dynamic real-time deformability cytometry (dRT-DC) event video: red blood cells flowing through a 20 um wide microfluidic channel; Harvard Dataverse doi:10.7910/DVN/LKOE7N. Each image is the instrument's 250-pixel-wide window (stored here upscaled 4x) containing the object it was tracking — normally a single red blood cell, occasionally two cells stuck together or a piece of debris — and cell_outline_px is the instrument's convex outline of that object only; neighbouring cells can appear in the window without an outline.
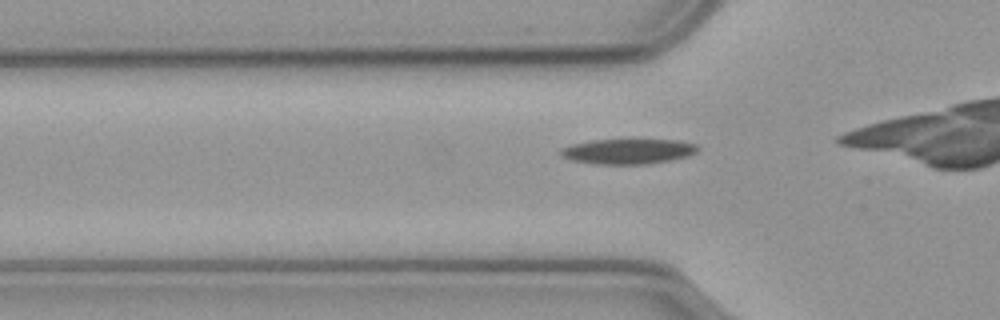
{"species": "common noctule bat (a hibernating species)", "species_latin": "Nyctalus noctula", "temperature_condition": "cold", "stored_images_in_passage": 33, "camera_frame_rate_fps": 3000, "um_per_image_px": 0.085, "animal": {"sex": "male", "body_mass_g": 23.1, "forearm_length_mm": 52.7}, "frame": {"image": 1, "passage_image": 7, "time_ms": 2.0, "image_size_px": [1000, 320], "cell_outline_px": [[700, 148], [696, 152], [688, 156], [648, 164], [596, 164], [572, 160], [564, 156], [560, 152], [560, 148], [572, 144], [592, 140], [680, 140], [696, 144]], "centroid_in_image_um": [53.41, 12.86], "position_along_channel_um": 72.4, "area_um2": 19.94}}
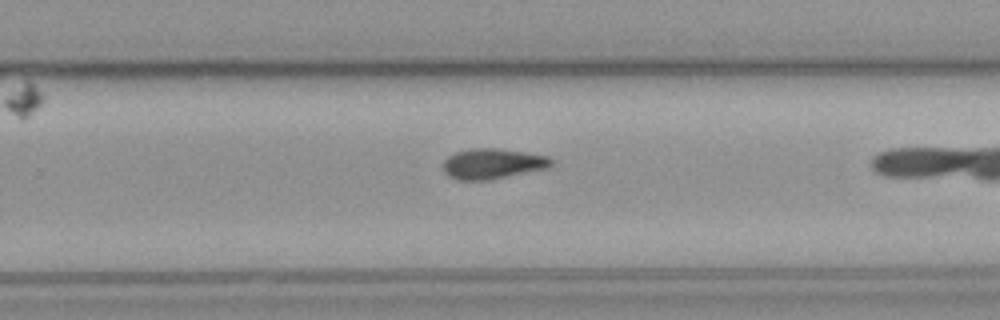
{"frame": {"image": 2, "passage_image": 25, "time_ms": 8.0, "image_size_px": [1000, 320], "cell_outline_px": [[552, 164], [548, 168], [488, 180], [456, 180], [448, 176], [444, 172], [444, 160], [448, 156], [456, 152], [472, 148], [500, 148], [548, 156], [552, 160]], "centroid_in_image_um": [41.85, 13.91], "position_along_channel_um": 287.9, "area_um2": 19.13}}
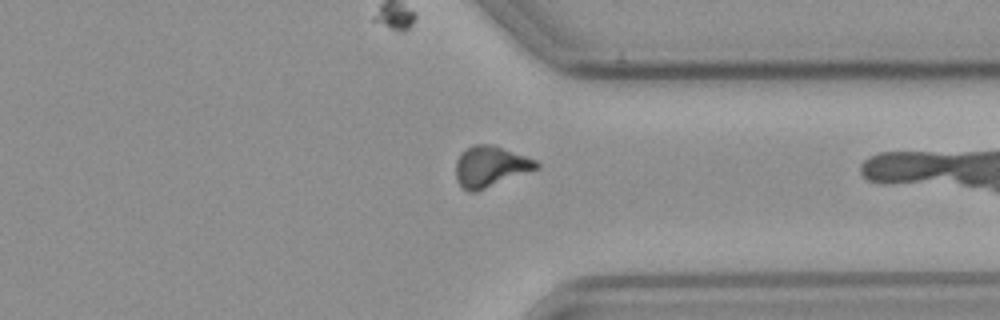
{"frame": {"image": 3, "passage_image": 32, "time_ms": 10.333, "image_size_px": [1000, 320], "cell_outline_px": [[540, 168], [476, 192], [468, 192], [456, 180], [456, 160], [460, 152], [472, 144], [492, 144], [536, 160], [540, 164]], "centroid_in_image_um": [41.67, 14.15], "position_along_channel_um": 369.7, "area_um2": 19.31}}